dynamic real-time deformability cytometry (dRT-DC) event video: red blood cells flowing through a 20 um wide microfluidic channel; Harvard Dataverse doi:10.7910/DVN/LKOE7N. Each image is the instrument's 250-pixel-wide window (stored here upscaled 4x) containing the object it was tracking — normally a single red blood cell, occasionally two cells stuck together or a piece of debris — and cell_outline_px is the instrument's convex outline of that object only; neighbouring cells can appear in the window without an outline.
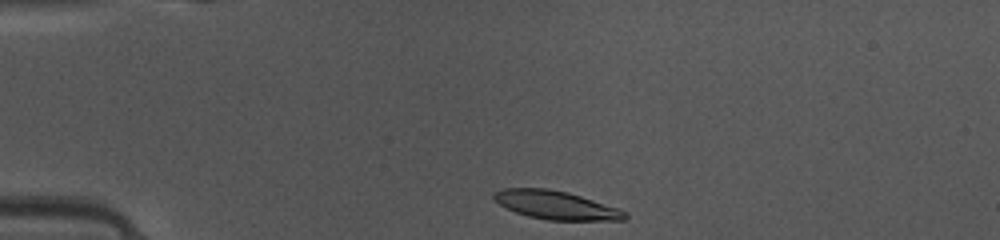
{"species": "common noctule bat (a hibernating species)", "species_latin": "Nyctalus noctula", "temperature_condition": "warm", "stored_images_in_passage": 38, "camera_frame_rate_fps": 3000, "um_per_image_px": 0.085, "animal": {"sex": "female", "body_mass_g": 10.0, "forearm_length_mm": 53.1}, "frame": {"image": 1, "passage_image": 1, "time_ms": 0.0, "image_size_px": [1000, 240], "cell_outline_px": [[628, 216], [624, 220], [548, 220], [528, 216], [516, 212], [500, 204], [492, 196], [496, 192], [504, 188], [548, 188], [568, 192], [620, 208], [628, 212]], "centroid_in_image_um": [47.32, 17.43], "position_along_channel_um": 37.7, "area_um2": 21.68}}
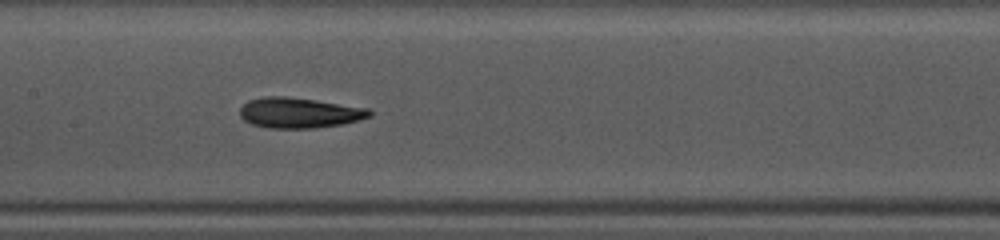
{"frame": {"image": 2, "passage_image": 14, "time_ms": 4.333, "image_size_px": [1000, 240], "cell_outline_px": [[372, 116], [360, 120], [344, 124], [312, 128], [268, 128], [252, 124], [244, 120], [240, 116], [240, 108], [248, 100], [264, 96], [284, 96], [316, 100], [368, 108], [372, 112]], "centroid_in_image_um": [25.45, 9.59], "position_along_channel_um": 182.0, "area_um2": 23.06}}
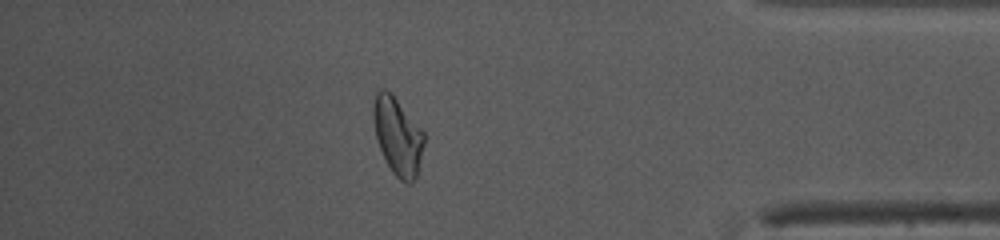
{"frame": {"image": 3, "passage_image": 32, "time_ms": 10.333, "image_size_px": [1000, 240], "cell_outline_px": [[424, 144], [416, 176], [412, 184], [404, 184], [392, 172], [380, 148], [376, 136], [372, 116], [372, 104], [376, 92], [380, 88], [384, 88], [392, 92], [424, 132]], "centroid_in_image_um": [33.79, 11.53], "position_along_channel_um": 401.4, "area_um2": 23.06}, "authors_computed_cell_mechanics": {"area_um2": 22.3686, "velocity_mm_per_s": 4.1509, "shape_relaxation_time_tau1_ms": 2.9446, "shape_relaxation_time_tau2_ms": 2.1429, "deformation_change_tau1": 0.163, "deformation_change_tau2": 0.0841}}